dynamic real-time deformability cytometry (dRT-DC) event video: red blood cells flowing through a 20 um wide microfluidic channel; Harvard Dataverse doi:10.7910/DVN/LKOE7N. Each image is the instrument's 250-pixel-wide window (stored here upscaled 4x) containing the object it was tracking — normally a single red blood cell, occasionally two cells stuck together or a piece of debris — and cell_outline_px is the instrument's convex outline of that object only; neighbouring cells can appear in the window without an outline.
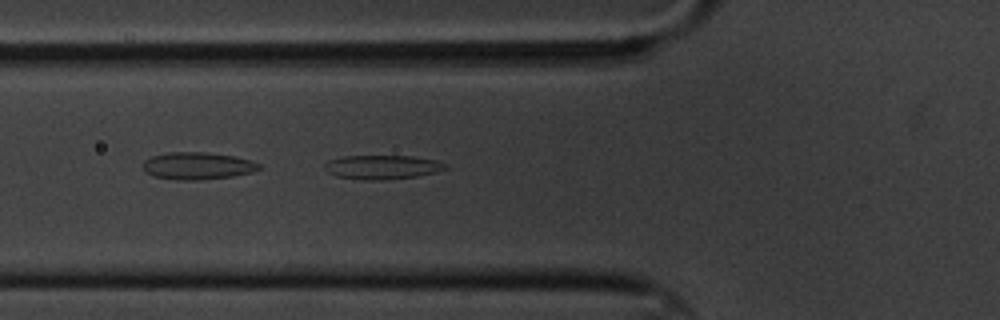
{"species": "common noctule bat (a hibernating species)", "species_latin": "Nyctalus noctula", "temperature_condition": "cold", "stored_images_in_passage": 5, "camera_frame_rate_fps": 3000, "um_per_image_px": 0.085, "animal": {"sex": "male", "body_mass_g": 20.1, "forearm_length_mm": 53.5}, "frame": {"image": 1, "passage_image": 5, "time_ms": 5.333, "image_size_px": [1000, 320], "cell_outline_px": [[448, 168], [436, 172], [416, 176], [380, 180], [364, 180], [336, 176], [328, 172], [324, 168], [324, 164], [328, 160], [344, 156], [412, 156], [436, 160], [448, 164]], "centroid_in_image_um": [32.5, 14.2], "position_along_channel_um": 93.3, "area_um2": 16.94}}